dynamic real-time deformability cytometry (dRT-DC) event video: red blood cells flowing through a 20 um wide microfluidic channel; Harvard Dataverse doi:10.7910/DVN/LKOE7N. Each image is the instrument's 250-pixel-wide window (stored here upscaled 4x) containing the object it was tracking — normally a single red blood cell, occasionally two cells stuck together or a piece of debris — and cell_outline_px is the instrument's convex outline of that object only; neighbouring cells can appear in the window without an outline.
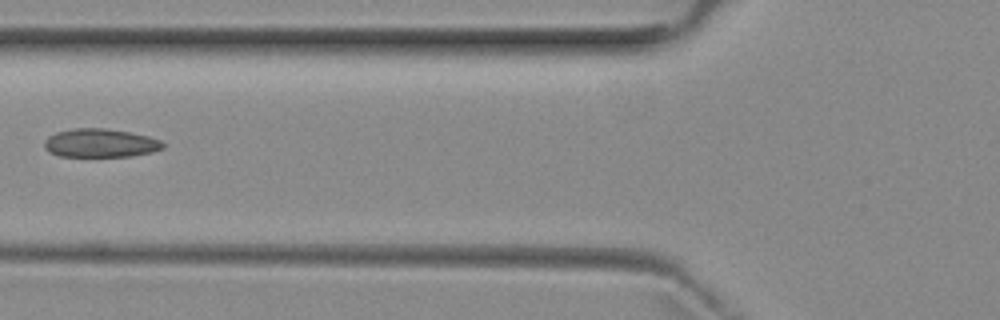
{"species": "common noctule bat (a hibernating species)", "species_latin": "Nyctalus noctula", "temperature_condition": "room temperature", "stored_images_in_passage": 6, "camera_frame_rate_fps": 3000, "um_per_image_px": 0.085, "animal": {"sex": "female", "body_mass_g": 29.2, "forearm_length_mm": 56.3}, "frame": {"image": 1, "passage_image": 6, "time_ms": 6.0, "image_size_px": [1000, 320], "cell_outline_px": [[164, 148], [152, 152], [132, 156], [60, 156], [48, 152], [44, 148], [44, 140], [48, 136], [56, 132], [72, 128], [104, 128], [128, 132], [148, 136], [160, 140], [164, 144]], "centroid_in_image_um": [8.5, 12.16], "position_along_channel_um": 117.3, "area_um2": 19.77}}